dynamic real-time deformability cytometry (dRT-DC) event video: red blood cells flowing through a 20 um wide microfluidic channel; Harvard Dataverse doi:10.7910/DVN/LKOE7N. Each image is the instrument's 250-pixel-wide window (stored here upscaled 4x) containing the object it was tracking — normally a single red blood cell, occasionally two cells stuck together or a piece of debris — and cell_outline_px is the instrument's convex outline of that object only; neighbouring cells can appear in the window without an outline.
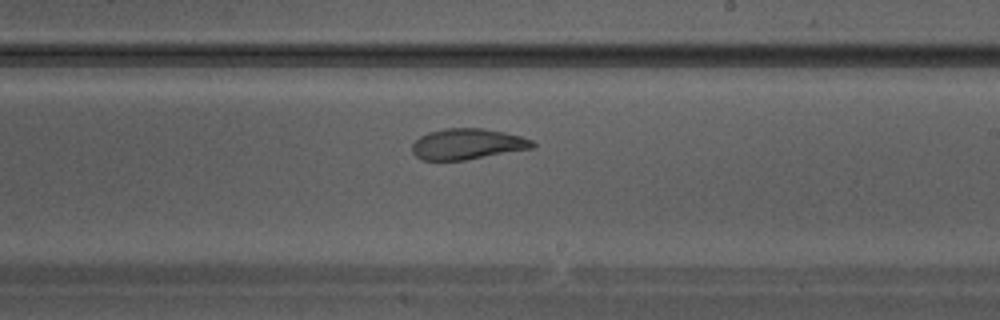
{"species": "Egyptian fruit bat (a non-hibernating species)", "species_latin": "Rousettus aegyptiacus", "temperature_condition": "warm", "stored_images_in_passage": 34, "camera_frame_rate_fps": 3000, "um_per_image_px": 0.085, "animal": {"sex": "male"}, "frame": {"image": 1, "passage_image": 20, "time_ms": 6.333, "image_size_px": [1000, 320], "cell_outline_px": [[536, 144], [532, 148], [464, 160], [424, 160], [416, 156], [412, 152], [412, 144], [420, 136], [428, 132], [444, 128], [480, 128], [504, 132], [520, 136], [532, 140]], "centroid_in_image_um": [39.7, 12.24], "position_along_channel_um": 249.3, "area_um2": 21.44}}